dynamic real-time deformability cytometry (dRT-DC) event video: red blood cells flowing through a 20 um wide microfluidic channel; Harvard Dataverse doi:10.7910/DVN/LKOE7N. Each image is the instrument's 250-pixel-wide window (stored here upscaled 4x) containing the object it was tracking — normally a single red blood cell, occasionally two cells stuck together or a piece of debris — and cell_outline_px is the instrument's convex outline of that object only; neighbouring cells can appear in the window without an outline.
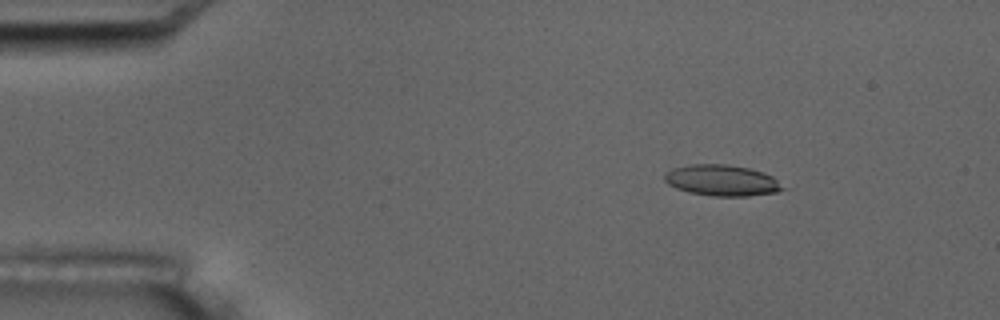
{"species": "common noctule bat (a hibernating species)", "species_latin": "Nyctalus noctula", "temperature_condition": "room temperature", "stored_images_in_passage": 14, "camera_frame_rate_fps": 3000, "um_per_image_px": 0.085, "animal": {"sex": "male", "body_mass_g": 17.5, "forearm_length_mm": 52.3}, "frame": {"image": 1, "passage_image": 3, "time_ms": 2.333, "image_size_px": [1000, 320], "cell_outline_px": [[788, 188], [776, 192], [748, 196], [712, 196], [688, 192], [676, 188], [668, 184], [664, 180], [664, 176], [672, 168], [692, 164], [728, 164], [748, 168], [764, 172], [772, 176]], "centroid_in_image_um": [61.39, 15.33], "position_along_channel_um": 23.6, "area_um2": 21.5}, "authors_computed_cell_mechanics": {"area_um2": 21.2993, "velocity_mm_per_s": 3.5257, "shape_relaxation_time_tau1_ms": 7.7762, "shape_relaxation_time_tau2_ms": 1.5854, "deformation_change_tau1": 0.1756, "deformation_change_tau2": 0.0736}}